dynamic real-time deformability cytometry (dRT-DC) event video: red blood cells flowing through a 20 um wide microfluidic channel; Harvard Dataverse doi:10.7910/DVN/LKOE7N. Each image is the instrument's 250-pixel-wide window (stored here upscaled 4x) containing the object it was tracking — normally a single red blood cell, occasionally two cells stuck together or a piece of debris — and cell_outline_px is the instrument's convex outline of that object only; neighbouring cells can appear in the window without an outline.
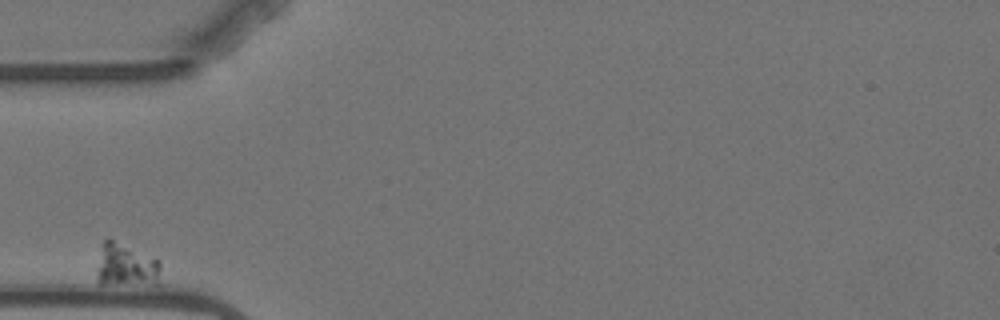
{"species": "Egyptian fruit bat (a non-hibernating species)", "species_latin": "Rousettus aegyptiacus", "temperature_condition": "warm", "stored_images_in_passage": 3, "camera_frame_rate_fps": 3000, "um_per_image_px": 0.085, "animal": {"sex": "female"}, "frame": {"image": 1, "passage_image": 1, "time_ms": 0.0, "image_size_px": [1000, 320], "cell_outline_px": [[160, 268], [156, 284], [100, 284], [100, 244], [104, 240], [112, 240], [156, 256], [160, 260]], "centroid_in_image_um": [10.79, 22.52], "position_along_channel_um": 74.2, "area_um2": 15.72}}
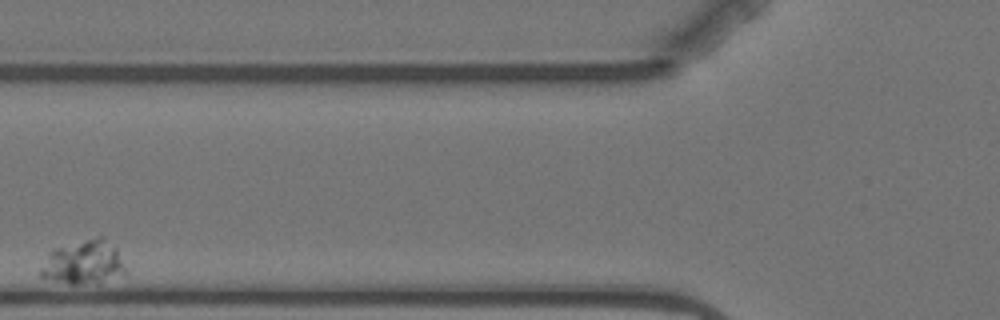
{"frame": {"image": 2, "passage_image": 3, "time_ms": 2.333, "image_size_px": [1000, 320], "cell_outline_px": [[128, 272], [100, 284], [68, 284], [40, 276], [40, 268], [48, 256], [56, 248], [100, 236], [104, 236], [116, 248]], "centroid_in_image_um": [7.16, 22.34], "position_along_channel_um": 118.6, "area_um2": 21.56}}